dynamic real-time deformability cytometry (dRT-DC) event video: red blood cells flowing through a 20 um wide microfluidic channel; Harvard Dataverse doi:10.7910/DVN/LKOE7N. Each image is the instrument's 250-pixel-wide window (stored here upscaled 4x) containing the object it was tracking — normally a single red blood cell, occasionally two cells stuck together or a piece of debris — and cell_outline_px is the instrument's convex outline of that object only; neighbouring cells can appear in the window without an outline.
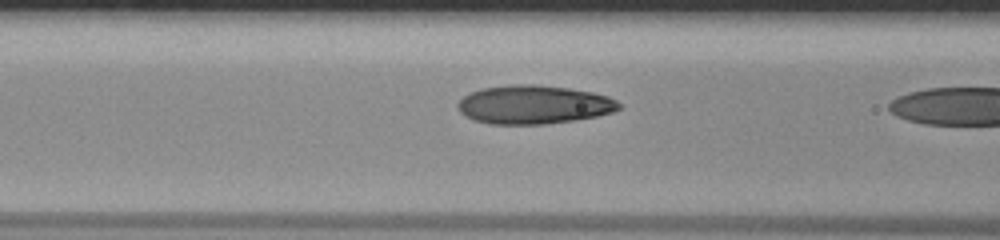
{"species": "human", "species_latin": "Homo sapiens", "temperature_condition": "room temperature", "stored_images_in_passage": 20, "camera_frame_rate_fps": 3000, "um_per_image_px": 0.085, "donor": {"sex": "male"}, "frame": {"image": 1, "passage_image": 19, "time_ms": 6.0, "image_size_px": [1000, 240], "cell_outline_px": [[620, 108], [612, 112], [596, 116], [572, 120], [544, 124], [488, 124], [464, 116], [460, 112], [456, 104], [464, 96], [472, 92], [484, 88], [516, 84], [536, 84], [568, 88], [592, 92], [608, 96], [616, 100], [620, 104]], "centroid_in_image_um": [45.36, 8.89], "position_along_channel_um": 121.2, "area_um2": 36.07}}